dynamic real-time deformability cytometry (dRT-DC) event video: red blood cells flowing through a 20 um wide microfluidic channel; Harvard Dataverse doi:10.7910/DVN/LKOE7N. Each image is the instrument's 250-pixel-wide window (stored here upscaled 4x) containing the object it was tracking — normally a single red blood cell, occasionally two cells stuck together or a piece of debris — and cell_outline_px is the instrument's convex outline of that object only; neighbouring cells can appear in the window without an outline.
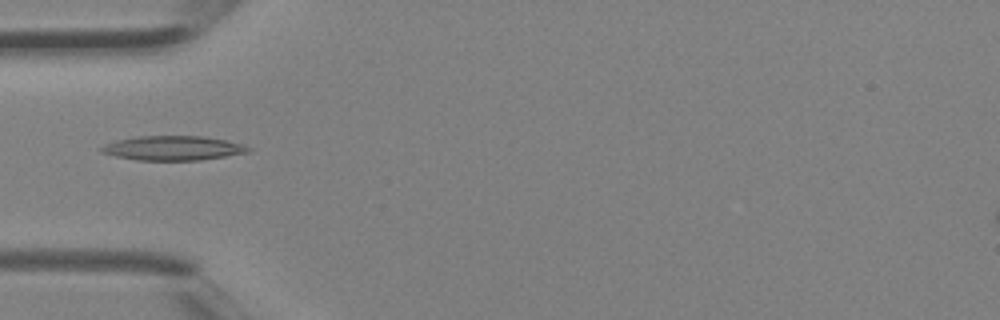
{"species": "Egyptian fruit bat (a non-hibernating species)", "species_latin": "Rousettus aegyptiacus", "temperature_condition": "room temperature", "stored_images_in_passage": 3, "camera_frame_rate_fps": 3000, "um_per_image_px": 0.085, "animal": {"sex": "female"}, "frame": {"image": 1, "passage_image": 3, "time_ms": 0.667, "image_size_px": [1000, 320], "cell_outline_px": [[252, 152], [200, 160], [136, 160], [116, 156], [100, 152], [100, 148], [104, 144], [116, 140], [136, 136], [204, 136], [244, 144], [252, 148]], "centroid_in_image_um": [14.72, 12.58], "position_along_channel_um": 70.3, "area_um2": 21.04}}